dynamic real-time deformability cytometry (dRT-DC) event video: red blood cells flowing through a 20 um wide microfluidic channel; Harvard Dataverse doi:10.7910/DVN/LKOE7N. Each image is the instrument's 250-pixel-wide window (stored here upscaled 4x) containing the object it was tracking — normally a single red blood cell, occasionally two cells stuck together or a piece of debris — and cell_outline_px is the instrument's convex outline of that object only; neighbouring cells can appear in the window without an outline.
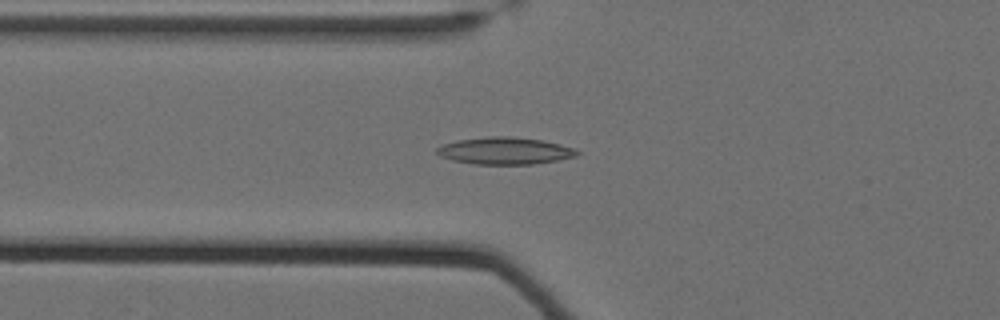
{"species": "Egyptian fruit bat (a non-hibernating species)", "species_latin": "Rousettus aegyptiacus", "temperature_condition": "cold", "stored_images_in_passage": 40, "camera_frame_rate_fps": 3000, "um_per_image_px": 0.085, "animal": {"sex": "female"}, "frame": {"image": 1, "passage_image": 4, "time_ms": 1.0, "image_size_px": [1000, 320], "cell_outline_px": [[580, 152], [576, 156], [556, 160], [532, 164], [472, 164], [452, 160], [440, 156], [436, 152], [436, 148], [440, 144], [456, 140], [488, 136], [508, 136], [544, 140], [560, 144], [572, 148]], "centroid_in_image_um": [42.85, 12.81], "position_along_channel_um": 82.9, "area_um2": 22.2}}
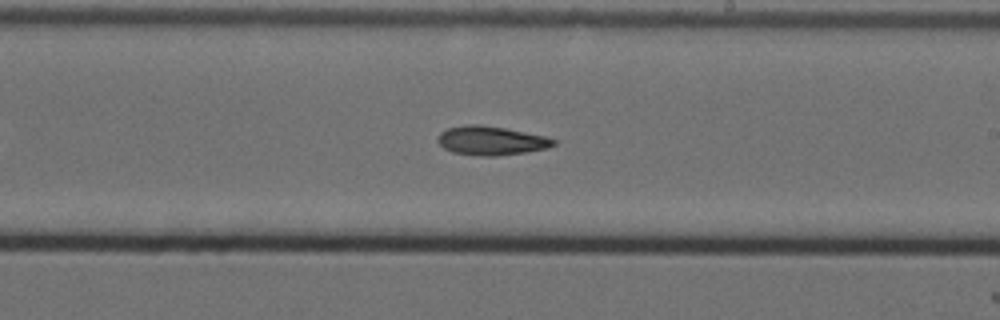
{"frame": {"image": 2, "passage_image": 18, "time_ms": 5.667, "image_size_px": [1000, 320], "cell_outline_px": [[556, 144], [548, 148], [524, 152], [496, 156], [480, 156], [452, 152], [444, 148], [436, 140], [440, 132], [448, 128], [464, 124], [480, 124], [504, 128], [544, 136], [556, 140]], "centroid_in_image_um": [41.71, 11.95], "position_along_channel_um": 247.3, "area_um2": 19.48}}
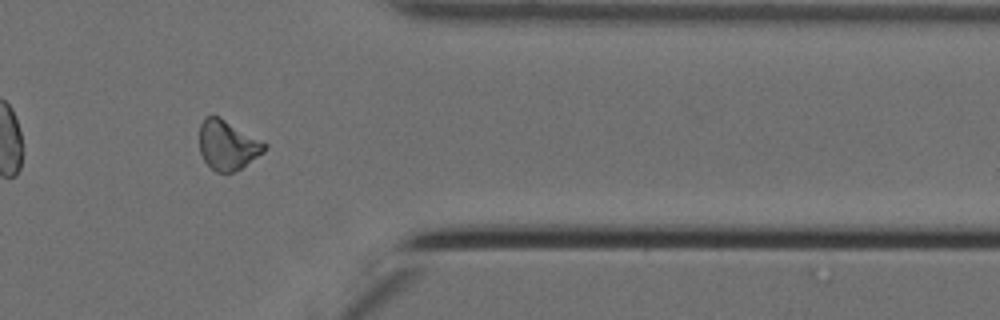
{"frame": {"image": 3, "passage_image": 31, "time_ms": 10.0, "image_size_px": [1000, 320], "cell_outline_px": [[268, 148], [264, 152], [240, 168], [224, 176], [216, 172], [204, 160], [200, 152], [200, 124], [204, 116], [212, 112], [220, 116], [264, 140], [268, 144]], "centroid_in_image_um": [19.36, 12.29], "position_along_channel_um": 392.0, "area_um2": 19.48}}